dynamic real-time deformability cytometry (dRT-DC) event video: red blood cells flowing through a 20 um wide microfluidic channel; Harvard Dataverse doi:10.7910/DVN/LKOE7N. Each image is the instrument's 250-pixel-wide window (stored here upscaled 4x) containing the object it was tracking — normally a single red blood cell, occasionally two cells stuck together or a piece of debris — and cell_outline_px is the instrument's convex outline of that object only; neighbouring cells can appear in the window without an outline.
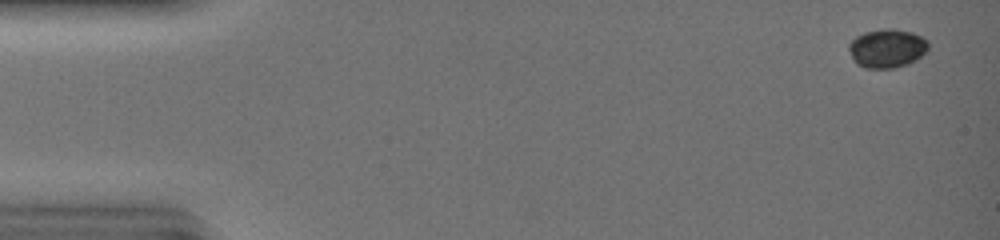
{"species": "common noctule bat (a hibernating species)", "species_latin": "Nyctalus noctula", "temperature_condition": "warm", "stored_images_in_passage": 11, "camera_frame_rate_fps": 3000, "um_per_image_px": 0.085, "animal": {"sex": "female", "body_mass_g": 19.0, "forearm_length_mm": 51.5}, "frame": {"image": 1, "passage_image": 1, "time_ms": 0.0, "image_size_px": [1000, 240], "cell_outline_px": [[928, 48], [916, 60], [908, 64], [892, 68], [864, 68], [856, 64], [852, 60], [848, 48], [848, 44], [856, 36], [864, 32], [884, 28], [892, 28], [912, 32], [928, 40]], "centroid_in_image_um": [75.36, 4.1], "position_along_channel_um": 9.6, "area_um2": 18.09}}